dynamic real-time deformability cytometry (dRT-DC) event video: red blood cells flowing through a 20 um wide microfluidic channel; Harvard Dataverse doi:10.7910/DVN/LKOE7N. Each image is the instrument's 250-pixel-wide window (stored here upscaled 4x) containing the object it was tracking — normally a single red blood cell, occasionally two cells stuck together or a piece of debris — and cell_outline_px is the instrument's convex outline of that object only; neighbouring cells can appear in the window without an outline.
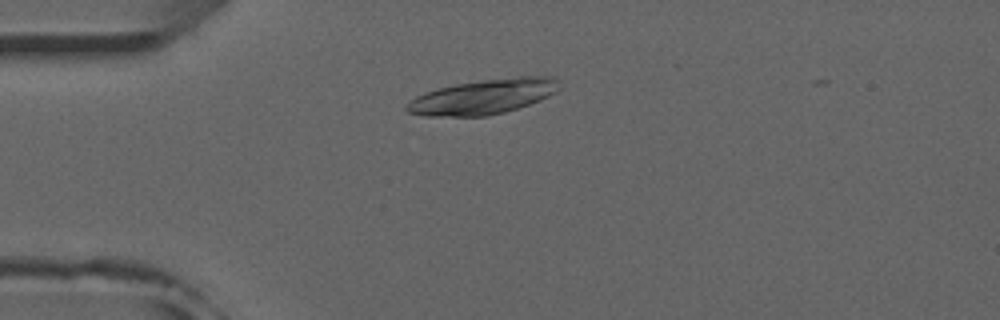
{"species": "common noctule bat (a hibernating species)", "species_latin": "Nyctalus noctula", "temperature_condition": "room temperature", "stored_images_in_passage": 41, "camera_frame_rate_fps": 3000, "um_per_image_px": 0.085, "animal": {"sex": "male", "forearm_length_mm": 52.5}, "frame": {"image": 1, "passage_image": 6, "time_ms": 1.667, "image_size_px": [1000, 320], "cell_outline_px": [[560, 88], [556, 92], [540, 100], [504, 112], [488, 116], [424, 116], [408, 112], [404, 108], [416, 96], [424, 92], [436, 88], [456, 84], [484, 80], [520, 76], [556, 76], [560, 80]], "centroid_in_image_um": [41.11, 8.21], "position_along_channel_um": 43.9, "area_um2": 31.04}}
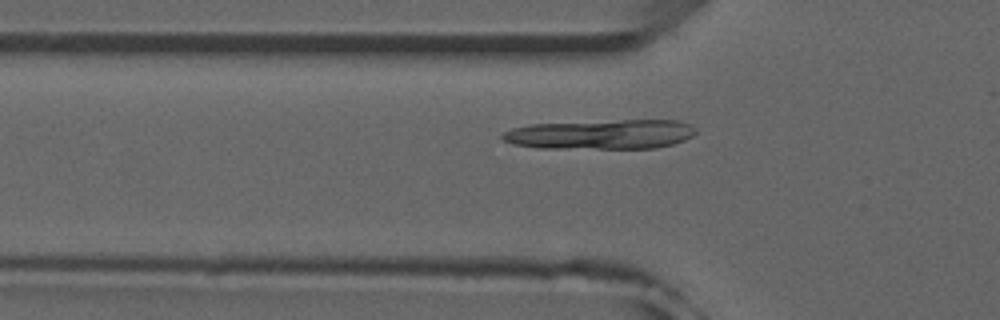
{"frame": {"image": 2, "passage_image": 10, "time_ms": 3.0, "image_size_px": [1000, 320], "cell_outline_px": [[696, 132], [692, 136], [684, 140], [672, 144], [656, 148], [540, 148], [516, 144], [504, 140], [500, 136], [504, 132], [512, 128], [528, 124], [620, 120], [676, 120], [692, 124], [696, 128]], "centroid_in_image_um": [51.11, 11.41], "position_along_channel_um": 74.7, "area_um2": 33.35}}
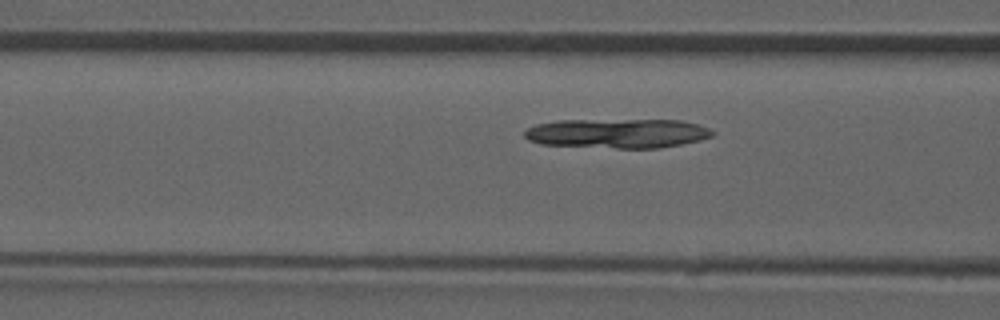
{"frame": {"image": 3, "passage_image": 13, "time_ms": 4.0, "image_size_px": [1000, 320], "cell_outline_px": [[716, 132], [712, 136], [680, 144], [660, 148], [616, 148], [540, 144], [528, 140], [524, 136], [524, 132], [528, 128], [536, 124], [560, 120], [680, 120], [696, 124], [708, 128]], "centroid_in_image_um": [52.45, 11.33], "position_along_channel_um": 114.2, "area_um2": 32.08}}